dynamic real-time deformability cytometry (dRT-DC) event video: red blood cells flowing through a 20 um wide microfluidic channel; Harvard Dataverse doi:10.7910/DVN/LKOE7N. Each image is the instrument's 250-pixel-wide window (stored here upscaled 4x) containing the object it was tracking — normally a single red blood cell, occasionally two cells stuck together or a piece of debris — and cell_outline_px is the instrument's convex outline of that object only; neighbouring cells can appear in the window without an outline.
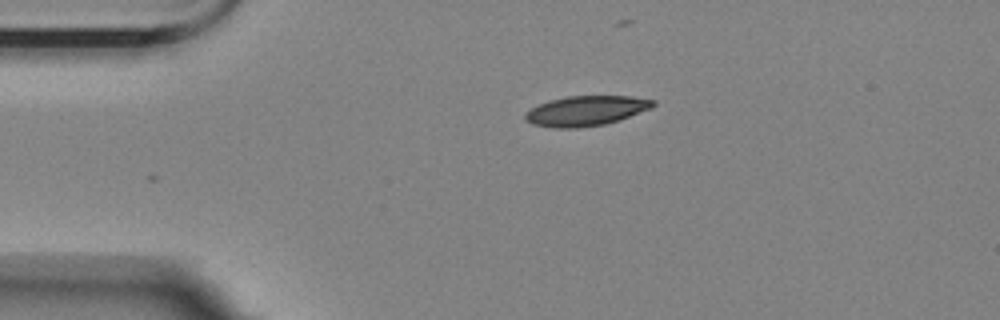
{"species": "Egyptian fruit bat (a non-hibernating species)", "species_latin": "Rousettus aegyptiacus", "temperature_condition": "room temperature", "stored_images_in_passage": 35, "camera_frame_rate_fps": 3000, "um_per_image_px": 0.085, "animal": {"sex": "female"}, "frame": {"image": 1, "passage_image": 1, "time_ms": 0.0, "image_size_px": [1000, 320], "cell_outline_px": [[656, 104], [652, 108], [620, 120], [604, 124], [580, 128], [556, 128], [532, 124], [524, 120], [524, 112], [548, 100], [568, 96], [632, 96], [656, 100]], "centroid_in_image_um": [49.82, 9.42], "position_along_channel_um": 35.2, "area_um2": 22.54}}
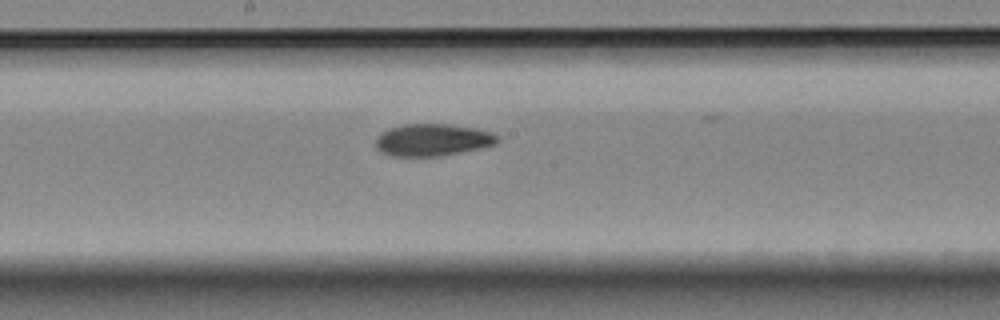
{"frame": {"image": 2, "passage_image": 19, "time_ms": 6.0, "image_size_px": [1000, 320], "cell_outline_px": [[500, 140], [496, 144], [480, 148], [440, 156], [392, 156], [380, 152], [376, 148], [376, 136], [388, 128], [404, 124], [448, 124], [476, 128], [488, 132], [496, 136]], "centroid_in_image_um": [36.72, 11.89], "position_along_channel_um": 211.5, "area_um2": 22.77}}
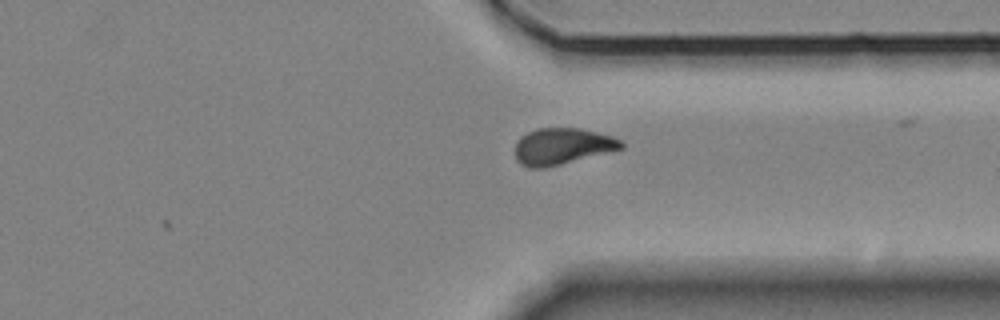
{"frame": {"image": 3, "passage_image": 32, "time_ms": 10.333, "image_size_px": [1000, 320], "cell_outline_px": [[624, 148], [544, 168], [532, 168], [520, 164], [516, 160], [516, 140], [520, 136], [536, 128], [580, 128], [612, 136], [620, 140], [624, 144]], "centroid_in_image_um": [47.76, 12.42], "position_along_channel_um": 363.6, "area_um2": 22.43}, "authors_computed_cell_mechanics": {"area_um2": 22.8888, "velocity_mm_per_s": 3.5099, "shape_relaxation_time_tau1_ms": 9.3693, "shape_relaxation_time_tau2_ms": 3.6641, "deformation_change_tau1": 0.1925, "deformation_change_tau2": 0.0836}}